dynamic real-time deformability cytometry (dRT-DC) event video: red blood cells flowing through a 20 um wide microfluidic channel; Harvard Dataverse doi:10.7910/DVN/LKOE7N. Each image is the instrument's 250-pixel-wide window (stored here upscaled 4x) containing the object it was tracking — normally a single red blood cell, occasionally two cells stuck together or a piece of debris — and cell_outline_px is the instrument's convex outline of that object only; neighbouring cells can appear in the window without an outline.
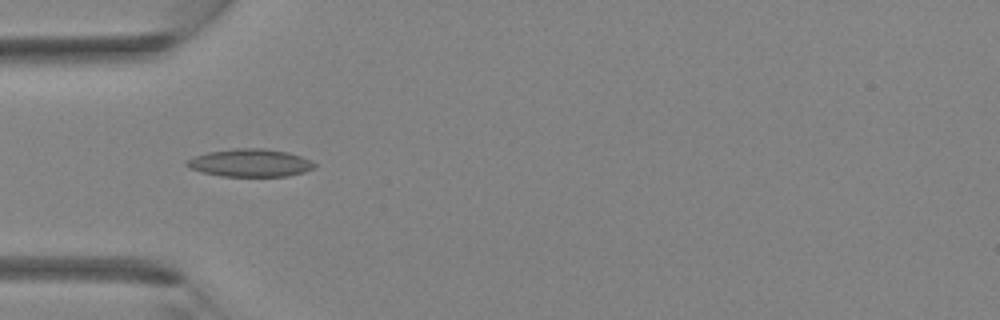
{"species": "Egyptian fruit bat (a non-hibernating species)", "species_latin": "Rousettus aegyptiacus", "temperature_condition": "room temperature", "stored_images_in_passage": 31, "camera_frame_rate_fps": 3000, "um_per_image_px": 0.085, "animal": {"sex": "female"}, "frame": {"image": 1, "passage_image": 11, "time_ms": 3.333, "image_size_px": [1000, 320], "cell_outline_px": [[316, 168], [304, 172], [288, 176], [220, 176], [200, 172], [184, 164], [184, 160], [208, 152], [232, 148], [264, 148], [288, 152], [300, 156], [316, 164]], "centroid_in_image_um": [21.24, 13.84], "position_along_channel_um": 63.8, "area_um2": 20.75}}
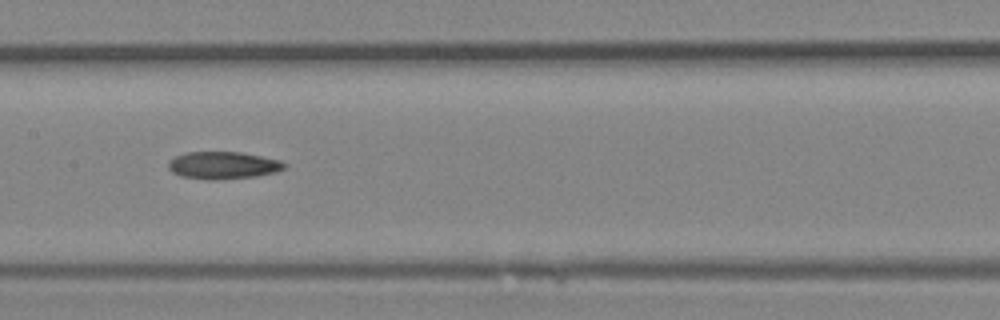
{"frame": {"image": 2, "passage_image": 18, "time_ms": 5.667, "image_size_px": [1000, 320], "cell_outline_px": [[288, 164], [284, 168], [276, 172], [256, 176], [212, 180], [180, 176], [172, 172], [168, 168], [168, 160], [184, 152], [240, 152], [280, 160]], "centroid_in_image_um": [18.94, 14.04], "position_along_channel_um": 188.5, "area_um2": 18.5}}
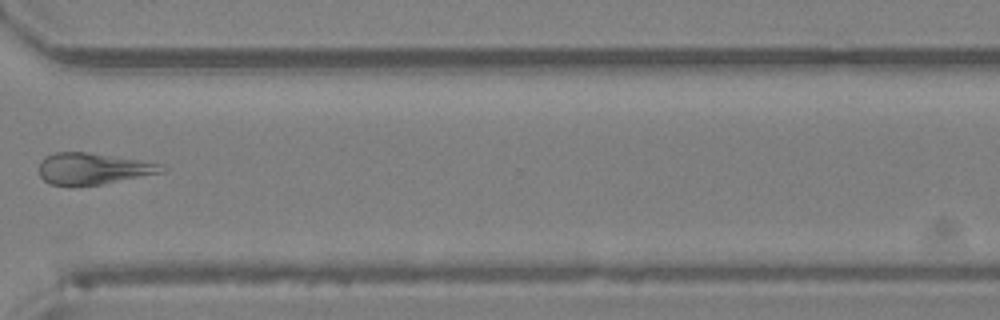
{"frame": {"image": 3, "passage_image": 26, "time_ms": 8.333, "image_size_px": [1000, 320], "cell_outline_px": [[164, 172], [100, 184], [68, 188], [48, 184], [40, 176], [40, 160], [44, 156], [56, 152], [88, 152], [160, 164]], "centroid_in_image_um": [7.78, 14.37], "position_along_channel_um": 362.8, "area_um2": 22.48}}